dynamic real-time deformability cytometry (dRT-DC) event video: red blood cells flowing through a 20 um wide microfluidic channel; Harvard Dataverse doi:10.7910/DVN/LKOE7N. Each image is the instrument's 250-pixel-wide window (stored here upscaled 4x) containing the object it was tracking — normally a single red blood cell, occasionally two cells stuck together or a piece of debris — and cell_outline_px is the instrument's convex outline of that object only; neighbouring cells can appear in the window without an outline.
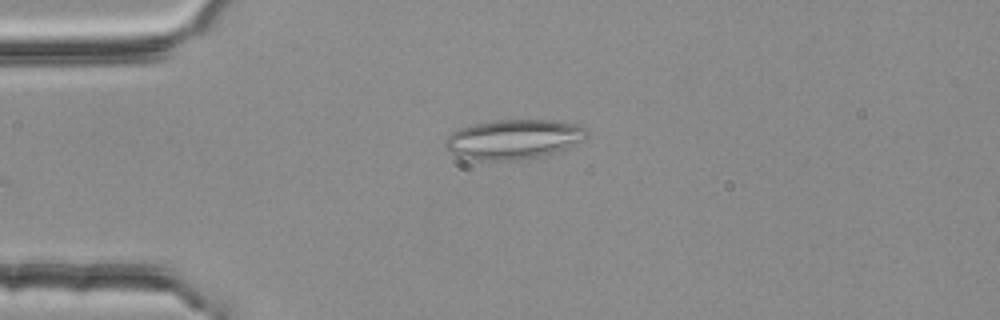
{"species": "common noctule bat (a hibernating species)", "species_latin": "Nyctalus noctula", "temperature_condition": "room temperature", "stored_images_in_passage": 3, "camera_frame_rate_fps": 3000, "um_per_image_px": 0.085, "animal": {"sex": "female", "body_mass_g": 25.1}, "frame": {"image": 1, "passage_image": 3, "time_ms": 0.667, "image_size_px": [1000, 320], "cell_outline_px": [[588, 136], [564, 148], [540, 156], [520, 160], [476, 160], [456, 156], [448, 148], [444, 140], [452, 132], [460, 128], [476, 124], [496, 120], [552, 120], [576, 124], [584, 128], [588, 132]], "centroid_in_image_um": [43.62, 11.83], "position_along_channel_um": 41.4, "area_um2": 32.14}}